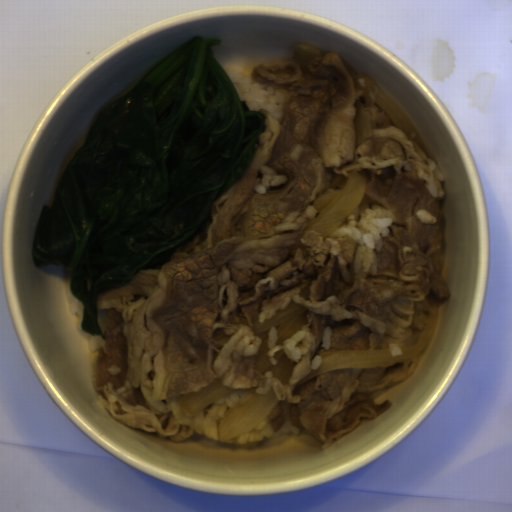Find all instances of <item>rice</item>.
<instances>
[{
  "mask_svg": "<svg viewBox=\"0 0 512 512\" xmlns=\"http://www.w3.org/2000/svg\"><path fill=\"white\" fill-rule=\"evenodd\" d=\"M262 173L261 181L254 188L259 195H264L270 188H276L287 182L286 175L278 174L275 169L269 166H260Z\"/></svg>",
  "mask_w": 512,
  "mask_h": 512,
  "instance_id": "4",
  "label": "rice"
},
{
  "mask_svg": "<svg viewBox=\"0 0 512 512\" xmlns=\"http://www.w3.org/2000/svg\"><path fill=\"white\" fill-rule=\"evenodd\" d=\"M282 408V414H283V423L281 427L271 436L269 440L278 439L281 435L287 434V433H294V434H300L301 428L296 427L292 424L291 420V414H290V406L288 402H282L280 404Z\"/></svg>",
  "mask_w": 512,
  "mask_h": 512,
  "instance_id": "5",
  "label": "rice"
},
{
  "mask_svg": "<svg viewBox=\"0 0 512 512\" xmlns=\"http://www.w3.org/2000/svg\"><path fill=\"white\" fill-rule=\"evenodd\" d=\"M393 219L386 215V209L370 204L364 210L355 208L329 237L348 236L359 244L374 251H381L382 239L390 236L389 227Z\"/></svg>",
  "mask_w": 512,
  "mask_h": 512,
  "instance_id": "1",
  "label": "rice"
},
{
  "mask_svg": "<svg viewBox=\"0 0 512 512\" xmlns=\"http://www.w3.org/2000/svg\"><path fill=\"white\" fill-rule=\"evenodd\" d=\"M224 71L230 77L240 101L245 102L248 109L266 113L274 121H283L285 104L291 102L289 90L266 87L255 81L253 75L236 68Z\"/></svg>",
  "mask_w": 512,
  "mask_h": 512,
  "instance_id": "2",
  "label": "rice"
},
{
  "mask_svg": "<svg viewBox=\"0 0 512 512\" xmlns=\"http://www.w3.org/2000/svg\"><path fill=\"white\" fill-rule=\"evenodd\" d=\"M70 281H67L66 284V297L68 303L69 314L75 315L77 317L76 321V331L82 337L83 340L88 341L89 350L98 351L101 350L106 345V340H104L99 335H90L88 334L82 327V318L84 306L80 300H78L71 292H70Z\"/></svg>",
  "mask_w": 512,
  "mask_h": 512,
  "instance_id": "3",
  "label": "rice"
}]
</instances>
